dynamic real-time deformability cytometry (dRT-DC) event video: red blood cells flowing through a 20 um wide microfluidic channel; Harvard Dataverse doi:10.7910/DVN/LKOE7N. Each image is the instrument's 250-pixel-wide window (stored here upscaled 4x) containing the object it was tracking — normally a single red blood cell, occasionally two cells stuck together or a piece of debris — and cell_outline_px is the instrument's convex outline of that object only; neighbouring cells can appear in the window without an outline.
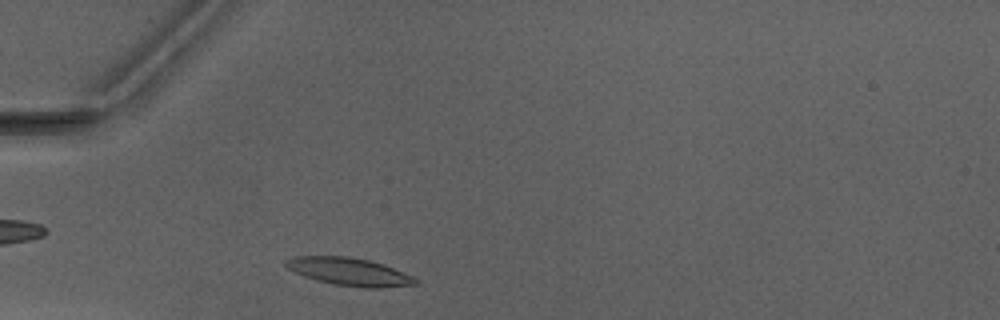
{"species": "Egyptian fruit bat (a non-hibernating species)", "species_latin": "Rousettus aegyptiacus", "temperature_condition": "warm", "stored_images_in_passage": 33, "camera_frame_rate_fps": 3000, "um_per_image_px": 0.085, "animal": {"sex": "male"}, "frame": {"image": 1, "passage_image": 2, "time_ms": 0.333, "image_size_px": [1000, 320], "cell_outline_px": [[416, 284], [380, 288], [364, 288], [332, 284], [316, 280], [304, 276], [288, 268], [284, 264], [284, 260], [292, 256], [344, 256], [368, 260], [384, 264], [412, 276], [416, 280]], "centroid_in_image_um": [29.64, 23.09], "position_along_channel_um": 55.4, "area_um2": 20.87}}
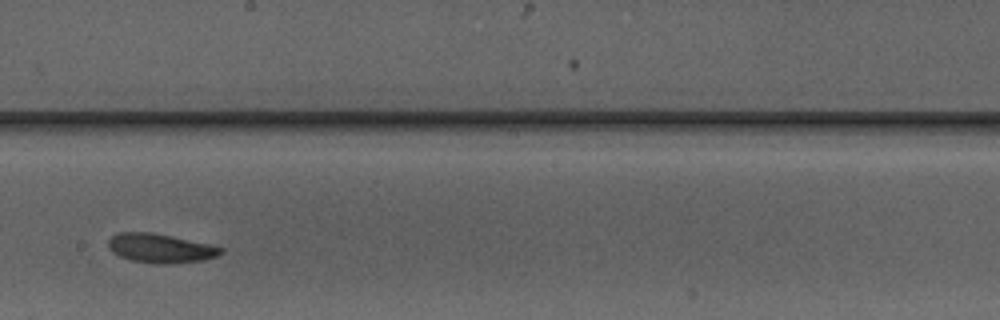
{"frame": {"image": 2, "passage_image": 16, "time_ms": 5.0, "image_size_px": [1000, 320], "cell_outline_px": [[224, 252], [216, 256], [204, 260], [164, 264], [156, 264], [132, 260], [120, 256], [112, 252], [108, 248], [108, 240], [112, 236], [120, 232], [152, 232], [208, 244], [224, 248]], "centroid_in_image_um": [13.62, 21.1], "position_along_channel_um": 234.6, "area_um2": 18.96}}
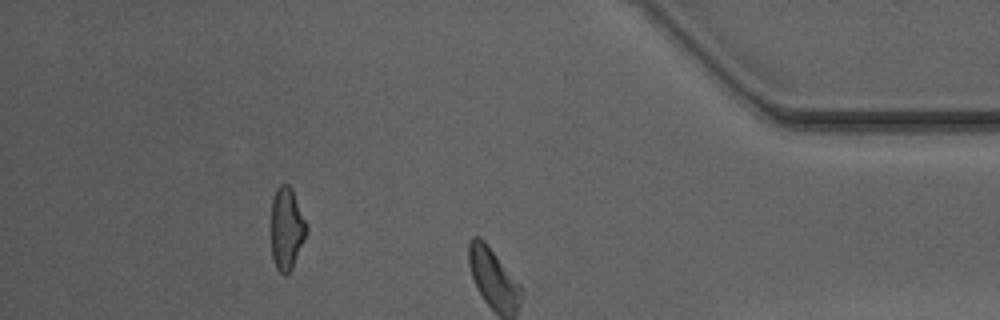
{"frame": {"image": 3, "passage_image": 29, "time_ms": 9.333, "image_size_px": [1000, 320], "cell_outline_px": [[308, 228], [292, 268], [284, 276], [276, 268], [272, 256], [272, 200], [276, 188], [280, 184], [288, 184], [292, 188], [308, 224]], "centroid_in_image_um": [24.37, 19.39], "position_along_channel_um": 410.8, "area_um2": 16.88}, "authors_computed_cell_mechanics": {"area_um2": 19.1896, "velocity_mm_per_s": 4.0984, "shape_relaxation_time_tau1_ms": 3.4075, "shape_relaxation_time_tau2_ms": 6.906, "deformation_change_tau1": 0.1335, "deformation_change_tau2": 0.1671}}